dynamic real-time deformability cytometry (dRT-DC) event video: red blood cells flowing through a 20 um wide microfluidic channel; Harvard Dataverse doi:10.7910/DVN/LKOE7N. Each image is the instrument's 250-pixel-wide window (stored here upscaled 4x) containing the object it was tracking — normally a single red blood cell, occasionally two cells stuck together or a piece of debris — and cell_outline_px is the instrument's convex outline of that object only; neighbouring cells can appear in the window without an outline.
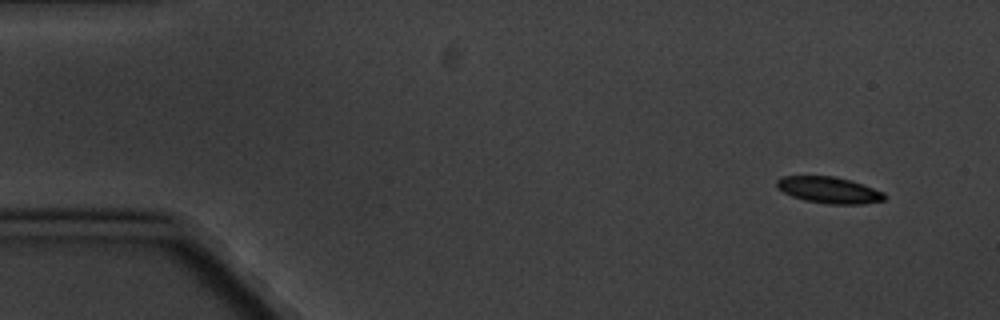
{"species": "common noctule bat (a hibernating species)", "species_latin": "Nyctalus noctula", "temperature_condition": "cold", "stored_images_in_passage": 6, "camera_frame_rate_fps": 3000, "um_per_image_px": 0.085, "animal": {"sex": "male", "body_mass_g": 20.1, "forearm_length_mm": 53.5}, "frame": {"image": 1, "passage_image": 1, "time_ms": 0.0, "image_size_px": [1000, 320], "cell_outline_px": [[888, 196], [884, 200], [864, 204], [828, 204], [804, 200], [792, 196], [776, 188], [776, 180], [780, 176], [836, 176], [884, 192]], "centroid_in_image_um": [70.44, 16.15], "position_along_channel_um": 14.6, "area_um2": 16.59}}
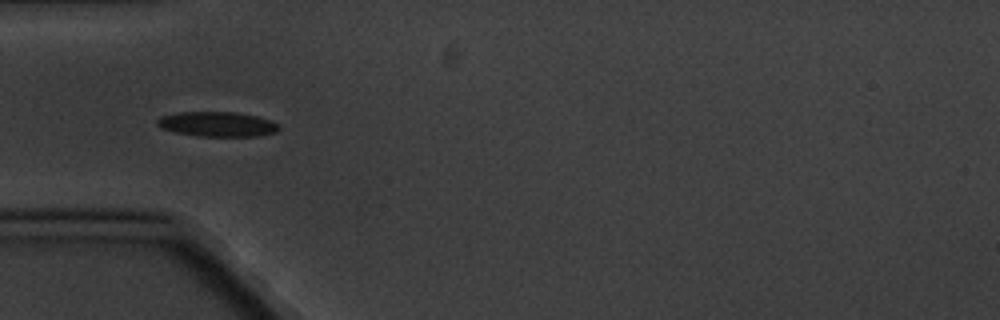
{"frame": {"image": 2, "passage_image": 5, "time_ms": 4.667, "image_size_px": [1000, 320], "cell_outline_px": [[280, 128], [276, 132], [260, 136], [196, 136], [176, 132], [160, 128], [156, 124], [156, 120], [160, 116], [180, 112], [236, 112], [256, 116], [272, 120]], "centroid_in_image_um": [18.45, 10.55], "position_along_channel_um": 66.5, "area_um2": 17.69}}